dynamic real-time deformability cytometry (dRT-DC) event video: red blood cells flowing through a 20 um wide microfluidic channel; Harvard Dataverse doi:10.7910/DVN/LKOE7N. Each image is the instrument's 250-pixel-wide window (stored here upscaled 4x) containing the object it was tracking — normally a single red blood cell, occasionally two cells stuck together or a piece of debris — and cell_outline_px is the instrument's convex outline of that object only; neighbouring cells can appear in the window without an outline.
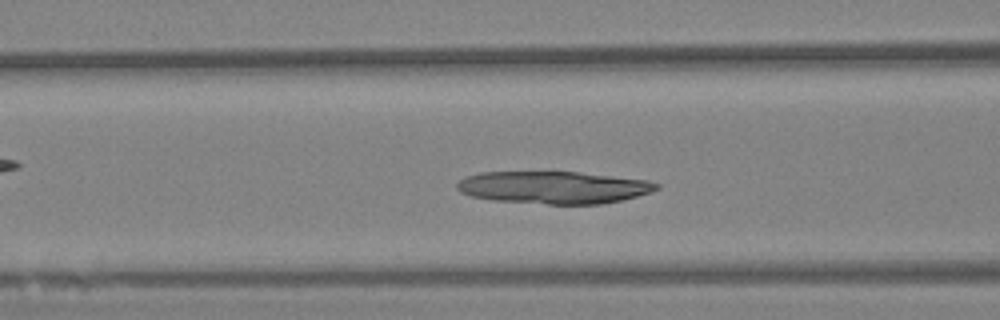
{"species": "Egyptian fruit bat (a non-hibernating species)", "species_latin": "Rousettus aegyptiacus", "temperature_condition": "warm", "stored_images_in_passage": 57, "camera_frame_rate_fps": 3000, "um_per_image_px": 0.085, "animal": {"sex": "female"}, "frame": {"image": 1, "passage_image": 22, "time_ms": 7.0, "image_size_px": [1000, 320], "cell_outline_px": [[660, 188], [636, 196], [620, 200], [600, 204], [548, 204], [492, 200], [472, 196], [460, 192], [456, 188], [456, 184], [464, 176], [480, 172], [580, 172], [648, 180], [660, 184]], "centroid_in_image_um": [47.03, 15.92], "position_along_channel_um": 119.6, "area_um2": 37.63}}
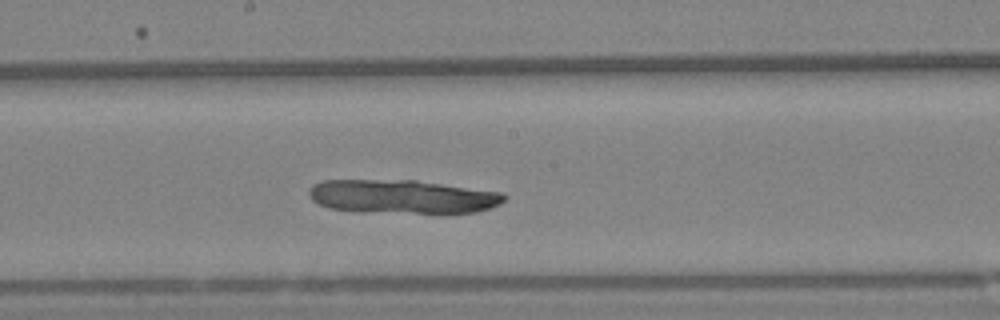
{"frame": {"image": 2, "passage_image": 31, "time_ms": 10.0, "image_size_px": [1000, 320], "cell_outline_px": [[508, 196], [500, 204], [476, 212], [356, 212], [328, 208], [312, 200], [308, 192], [308, 188], [312, 184], [320, 180], [416, 180], [500, 192]], "centroid_in_image_um": [34.12, 16.7], "position_along_channel_um": 214.1, "area_um2": 38.32}}
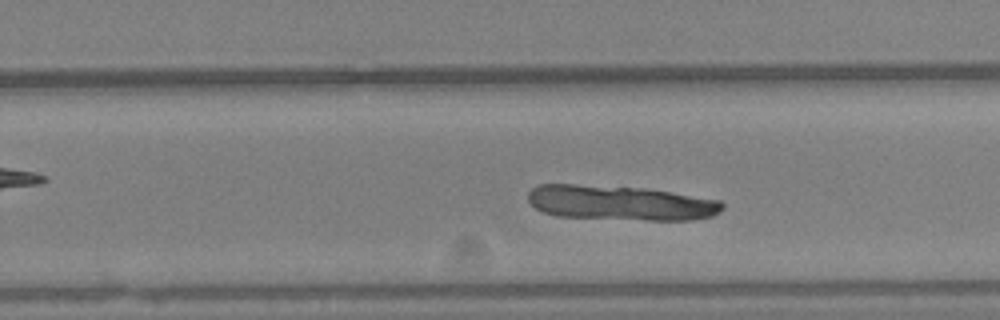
{"frame": {"image": 3, "passage_image": 37, "time_ms": 12.0, "image_size_px": [1000, 320], "cell_outline_px": [[724, 208], [720, 212], [712, 216], [692, 220], [644, 220], [556, 216], [544, 212], [536, 208], [528, 200], [528, 192], [536, 184], [572, 184], [644, 188], [720, 200], [724, 204]], "centroid_in_image_um": [52.73, 17.24], "position_along_channel_um": 277.1, "area_um2": 39.48}}